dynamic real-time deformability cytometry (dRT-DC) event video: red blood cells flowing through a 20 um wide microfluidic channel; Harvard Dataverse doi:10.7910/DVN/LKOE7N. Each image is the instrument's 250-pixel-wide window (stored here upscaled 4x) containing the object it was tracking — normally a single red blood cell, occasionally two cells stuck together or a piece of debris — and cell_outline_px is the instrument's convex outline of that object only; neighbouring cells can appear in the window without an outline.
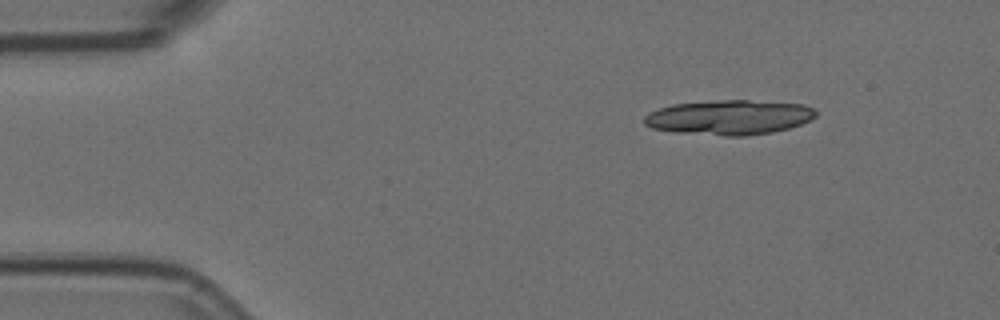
{"species": "Egyptian fruit bat (a non-hibernating species)", "species_latin": "Rousettus aegyptiacus", "temperature_condition": "room temperature", "stored_images_in_passage": 4, "camera_frame_rate_fps": 3000, "um_per_image_px": 0.085, "animal": {"sex": "female"}, "frame": {"image": 1, "passage_image": 1, "time_ms": 0.0, "image_size_px": [1000, 320], "cell_outline_px": [[816, 116], [812, 120], [788, 128], [772, 132], [744, 136], [724, 136], [676, 132], [652, 128], [644, 124], [644, 116], [660, 108], [672, 104], [716, 100], [748, 100], [804, 104], [812, 108], [816, 112]], "centroid_in_image_um": [62.0, 9.97], "position_along_channel_um": 23.0, "area_um2": 34.74}}
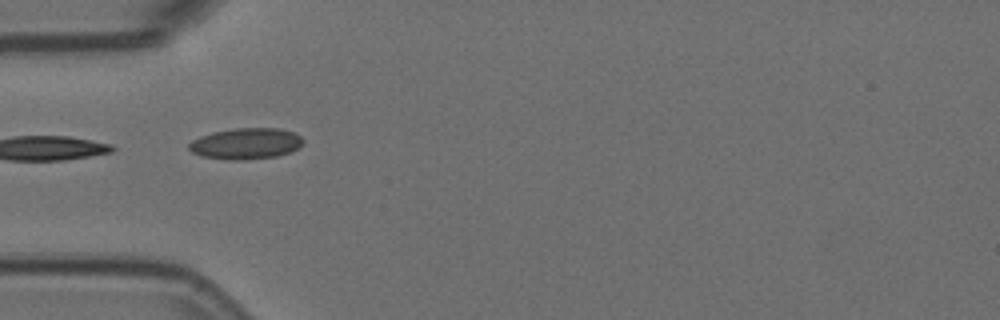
{"frame": {"image": 2, "passage_image": 4, "time_ms": 1.0, "image_size_px": [1000, 320], "cell_outline_px": [[304, 144], [288, 152], [276, 156], [240, 160], [232, 160], [200, 156], [192, 152], [188, 148], [188, 144], [192, 140], [200, 136], [212, 132], [236, 128], [280, 128], [292, 132], [300, 136], [304, 140]], "centroid_in_image_um": [20.88, 12.2], "position_along_channel_um": 64.1, "area_um2": 20.63}}